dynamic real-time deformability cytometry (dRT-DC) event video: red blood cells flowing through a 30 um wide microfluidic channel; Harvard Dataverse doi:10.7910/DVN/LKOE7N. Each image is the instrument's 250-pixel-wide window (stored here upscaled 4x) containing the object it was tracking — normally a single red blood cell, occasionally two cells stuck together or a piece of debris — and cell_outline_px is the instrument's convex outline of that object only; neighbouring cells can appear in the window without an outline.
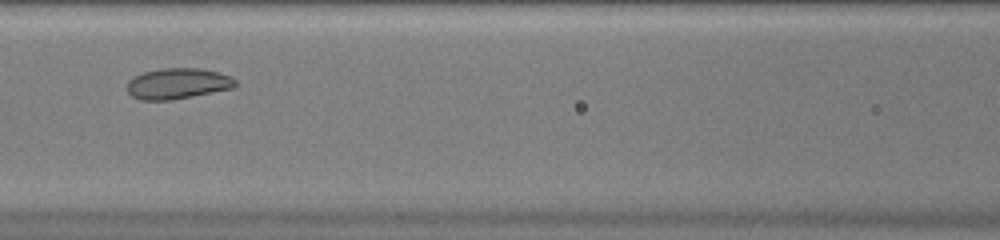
{"species": "common noctule bat (a hibernating species)", "species_latin": "Nyctalus noctula", "temperature_condition": "warm", "stored_images_in_passage": 32, "camera_frame_rate_fps": 3000, "um_per_image_px": 0.085, "animal": {"sex": "female", "body_mass_g": 20.0, "forearm_length_mm": 54.0}, "frame": {"image": 1, "passage_image": 11, "time_ms": 3.333, "image_size_px": [1000, 240], "cell_outline_px": [[236, 88], [172, 100], [140, 100], [132, 96], [128, 92], [128, 80], [144, 72], [164, 68], [200, 68], [220, 72], [236, 80]], "centroid_in_image_um": [15.14, 7.11], "position_along_channel_um": 151.5, "area_um2": 19.48}}
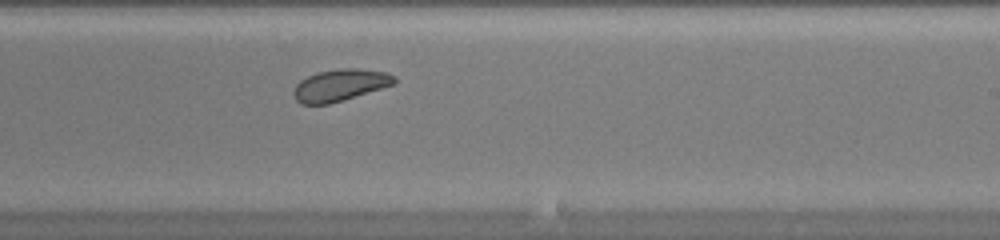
{"frame": {"image": 2, "passage_image": 19, "time_ms": 6.0, "image_size_px": [1000, 240], "cell_outline_px": [[396, 84], [328, 104], [300, 104], [296, 100], [292, 92], [296, 84], [300, 80], [316, 72], [340, 68], [356, 68], [384, 72], [396, 76]], "centroid_in_image_um": [28.89, 7.23], "position_along_channel_um": 260.1, "area_um2": 18.67}}
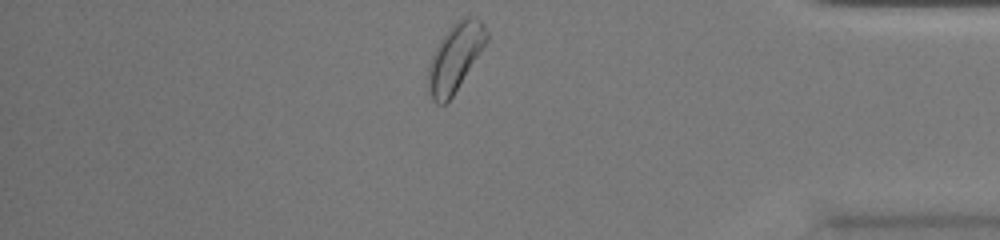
{"frame": {"image": 3, "passage_image": 31, "time_ms": 10.0, "image_size_px": [1000, 240], "cell_outline_px": [[488, 40], [452, 96], [444, 104], [436, 104], [432, 100], [428, 92], [428, 68], [432, 56], [440, 40], [448, 28], [460, 16], [472, 16], [480, 20], [484, 24], [488, 32]], "centroid_in_image_um": [38.69, 4.84], "position_along_channel_um": 396.5, "area_um2": 22.89}, "authors_computed_cell_mechanics": {"area_um2": 19.7098, "velocity_mm_per_s": 4.085, "shape_relaxation_time_tau1_ms": 9.7428, "shape_relaxation_time_tau2_ms": null, "deformation_change_tau1": 0.1262, "deformation_change_tau2": null}}